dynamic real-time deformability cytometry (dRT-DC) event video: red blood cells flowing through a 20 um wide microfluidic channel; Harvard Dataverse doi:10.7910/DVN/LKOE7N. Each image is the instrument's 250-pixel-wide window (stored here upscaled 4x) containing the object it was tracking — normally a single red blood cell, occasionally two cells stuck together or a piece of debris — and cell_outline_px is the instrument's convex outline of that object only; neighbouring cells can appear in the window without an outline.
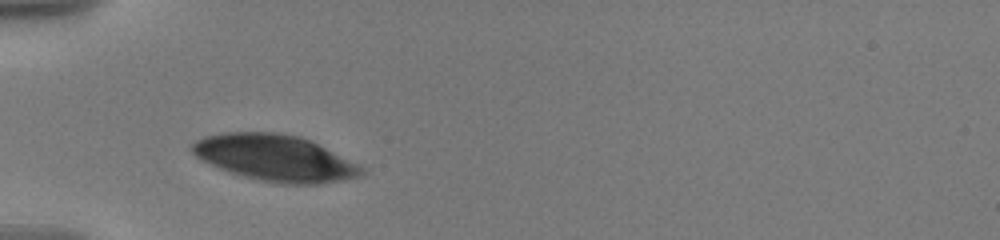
{"species": "human", "species_latin": "Homo sapiens", "temperature_condition": "warm", "stored_images_in_passage": 6, "camera_frame_rate_fps": 3000, "um_per_image_px": 0.085, "donor": {"sex": "male"}, "frame": {"image": 1, "passage_image": 3, "time_ms": 1.333, "image_size_px": [1000, 240], "cell_outline_px": [[364, 172], [360, 176], [320, 184], [280, 184], [260, 180], [244, 176], [220, 168], [200, 160], [192, 152], [192, 144], [196, 140], [204, 136], [224, 132], [276, 132], [300, 136], [312, 140], [360, 164], [364, 168]], "centroid_in_image_um": [23.41, 13.41], "position_along_channel_um": 61.6, "area_um2": 45.89}}
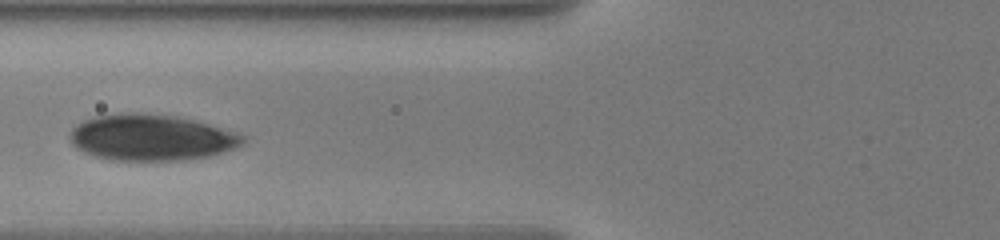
{"frame": {"image": 2, "passage_image": 5, "time_ms": 3.0, "image_size_px": [1000, 240], "cell_outline_px": [[248, 136], [244, 144], [236, 148], [208, 156], [184, 160], [112, 160], [96, 156], [84, 152], [76, 148], [72, 144], [68, 136], [72, 128], [76, 124], [84, 120], [96, 116], [124, 112], [140, 112], [176, 116], [196, 120], [240, 132]], "centroid_in_image_um": [12.9, 11.67], "position_along_channel_um": 112.9, "area_um2": 47.16}}